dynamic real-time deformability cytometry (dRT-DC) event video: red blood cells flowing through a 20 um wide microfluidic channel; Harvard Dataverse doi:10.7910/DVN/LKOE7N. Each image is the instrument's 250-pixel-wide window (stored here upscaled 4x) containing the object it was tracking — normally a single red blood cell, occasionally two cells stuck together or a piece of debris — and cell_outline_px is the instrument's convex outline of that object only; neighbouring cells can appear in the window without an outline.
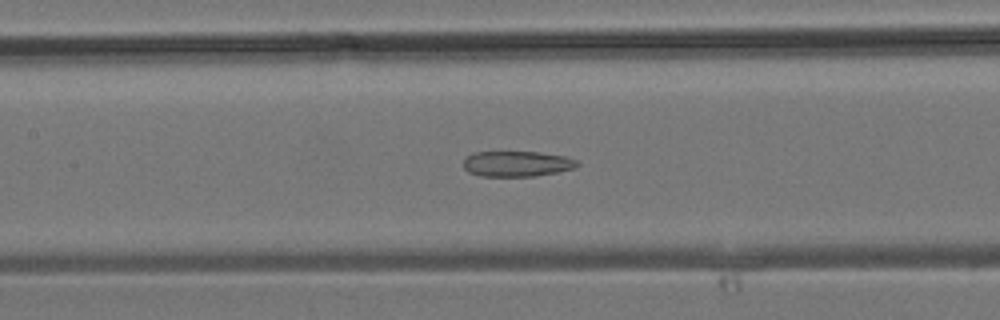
{"species": "common noctule bat (a hibernating species)", "species_latin": "Nyctalus noctula", "temperature_condition": "room temperature", "stored_images_in_passage": 29, "camera_frame_rate_fps": 3000, "um_per_image_px": 0.085, "animal": {"sex": "male", "body_mass_g": 19.2, "forearm_length_mm": 51.8}, "frame": {"image": 1, "passage_image": 10, "time_ms": 3.0, "image_size_px": [1000, 320], "cell_outline_px": [[580, 164], [576, 168], [536, 176], [480, 176], [468, 172], [464, 168], [464, 156], [472, 152], [540, 152], [564, 156], [580, 160]], "centroid_in_image_um": [43.95, 13.91], "position_along_channel_um": 163.5, "area_um2": 17.17}}
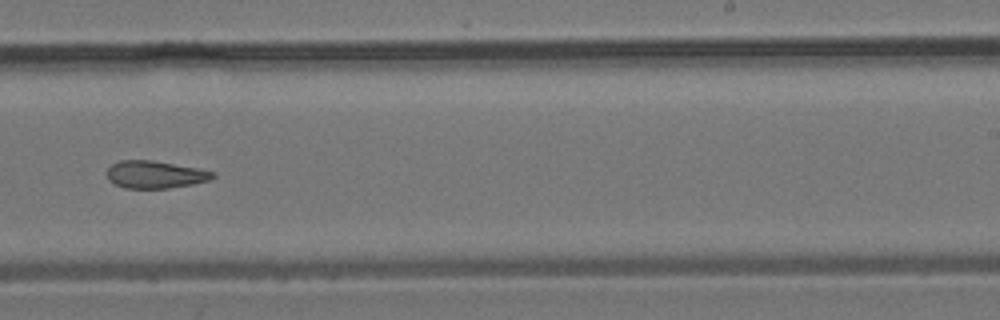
{"frame": {"image": 2, "passage_image": 16, "time_ms": 5.0, "image_size_px": [1000, 320], "cell_outline_px": [[216, 176], [208, 180], [192, 184], [168, 188], [124, 188], [108, 180], [108, 168], [112, 164], [120, 160], [152, 160], [200, 168], [216, 172]], "centroid_in_image_um": [13.21, 14.83], "position_along_channel_um": 275.8, "area_um2": 16.94}}
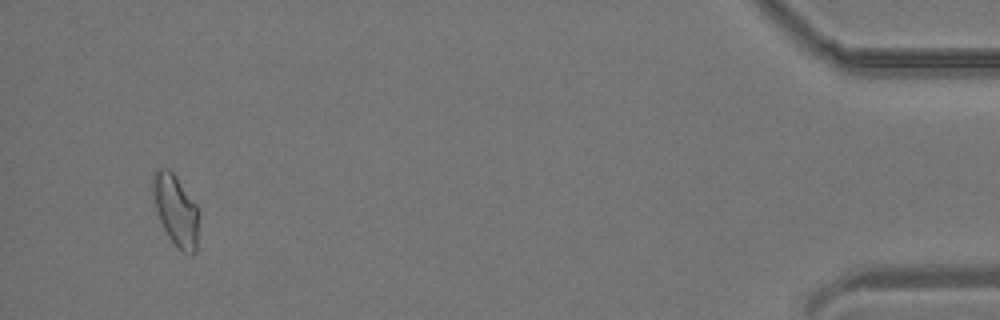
{"frame": {"image": 3, "passage_image": 28, "time_ms": 9.0, "image_size_px": [1000, 320], "cell_outline_px": [[196, 252], [184, 252], [168, 236], [160, 220], [152, 196], [152, 172], [156, 168], [168, 168], [176, 176], [196, 204]], "centroid_in_image_um": [14.87, 17.76], "position_along_channel_um": 420.3, "area_um2": 18.38}}